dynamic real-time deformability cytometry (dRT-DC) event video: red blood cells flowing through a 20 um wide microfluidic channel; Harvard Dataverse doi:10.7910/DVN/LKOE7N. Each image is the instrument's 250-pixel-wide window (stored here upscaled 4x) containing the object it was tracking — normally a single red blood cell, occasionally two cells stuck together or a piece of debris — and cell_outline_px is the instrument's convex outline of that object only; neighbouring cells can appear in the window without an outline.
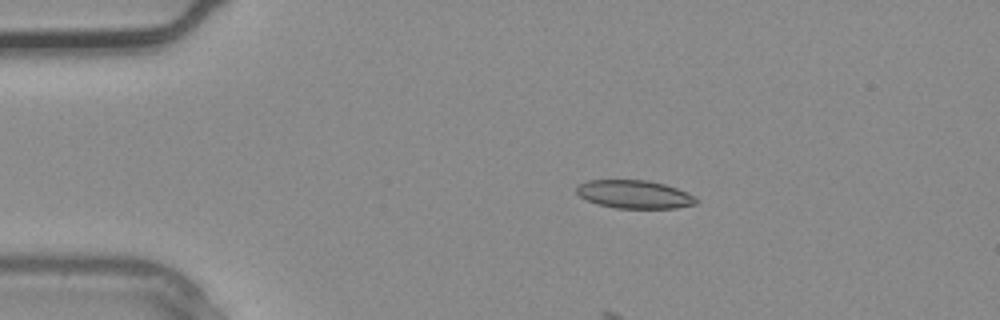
{"species": "common noctule bat (a hibernating species)", "species_latin": "Nyctalus noctula", "temperature_condition": "warm", "stored_images_in_passage": 4, "camera_frame_rate_fps": 3000, "um_per_image_px": 0.085, "animal": {"sex": "male", "body_mass_g": 20.4}, "frame": {"image": 1, "passage_image": 2, "time_ms": 0.333, "image_size_px": [1000, 320], "cell_outline_px": [[700, 200], [696, 204], [676, 208], [616, 208], [596, 204], [580, 196], [576, 192], [576, 184], [588, 180], [648, 180], [664, 184], [688, 192]], "centroid_in_image_um": [53.92, 16.51], "position_along_channel_um": 31.1, "area_um2": 19.83}}